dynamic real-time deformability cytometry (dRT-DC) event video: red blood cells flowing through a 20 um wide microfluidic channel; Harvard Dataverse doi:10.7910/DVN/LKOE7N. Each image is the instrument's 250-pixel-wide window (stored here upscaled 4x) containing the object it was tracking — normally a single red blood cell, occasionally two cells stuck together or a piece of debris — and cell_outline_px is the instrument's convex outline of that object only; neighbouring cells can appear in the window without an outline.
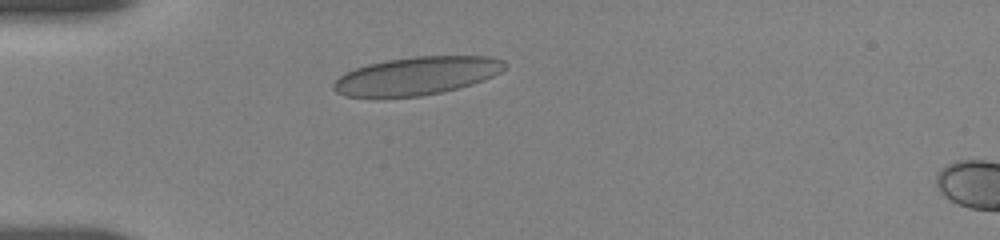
{"species": "human", "species_latin": "Homo sapiens", "temperature_condition": "room temperature", "stored_images_in_passage": 9, "camera_frame_rate_fps": 3000, "um_per_image_px": 0.085, "donor": {"sex": "female"}, "frame": {"image": 1, "passage_image": 6, "time_ms": 2.667, "image_size_px": [1000, 240], "cell_outline_px": [[508, 68], [484, 80], [472, 84], [440, 92], [420, 96], [344, 96], [336, 92], [332, 88], [332, 84], [344, 72], [368, 64], [388, 60], [416, 56], [492, 56], [504, 60], [508, 64]], "centroid_in_image_um": [35.46, 6.43], "position_along_channel_um": 49.5, "area_um2": 37.8}}
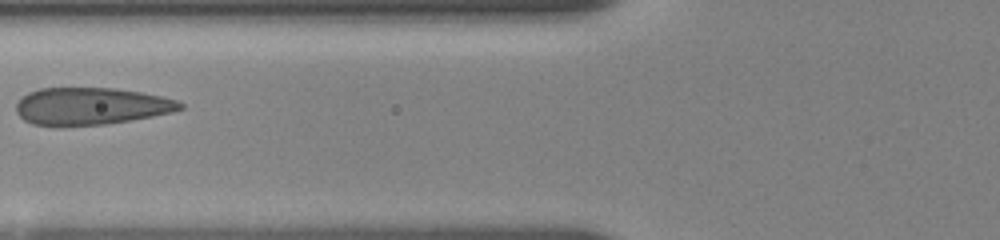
{"frame": {"image": 2, "passage_image": 8, "time_ms": 5.0, "image_size_px": [1000, 240], "cell_outline_px": [[184, 108], [172, 112], [152, 116], [104, 124], [60, 128], [32, 124], [24, 120], [16, 112], [16, 104], [28, 92], [40, 88], [116, 88], [140, 92], [160, 96], [176, 100], [184, 104]], "centroid_in_image_um": [7.68, 9.04], "position_along_channel_um": 118.1, "area_um2": 35.89}}
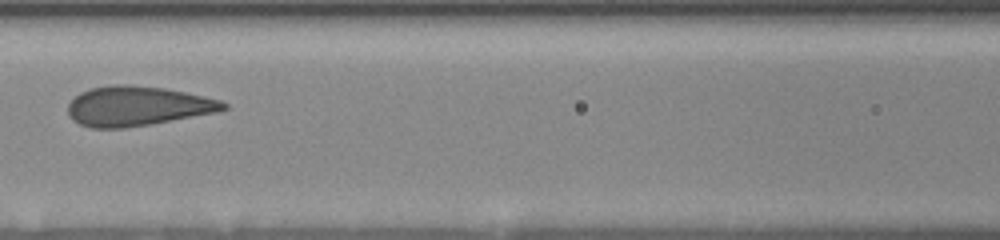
{"frame": {"image": 3, "passage_image": 9, "time_ms": 6.0, "image_size_px": [1000, 240], "cell_outline_px": [[228, 108], [220, 112], [152, 124], [124, 128], [92, 128], [80, 124], [72, 120], [68, 116], [68, 104], [80, 92], [88, 88], [112, 84], [128, 84], [164, 88], [184, 92], [220, 100], [228, 104]], "centroid_in_image_um": [11.67, 9.02], "position_along_channel_um": 154.9, "area_um2": 36.24}}